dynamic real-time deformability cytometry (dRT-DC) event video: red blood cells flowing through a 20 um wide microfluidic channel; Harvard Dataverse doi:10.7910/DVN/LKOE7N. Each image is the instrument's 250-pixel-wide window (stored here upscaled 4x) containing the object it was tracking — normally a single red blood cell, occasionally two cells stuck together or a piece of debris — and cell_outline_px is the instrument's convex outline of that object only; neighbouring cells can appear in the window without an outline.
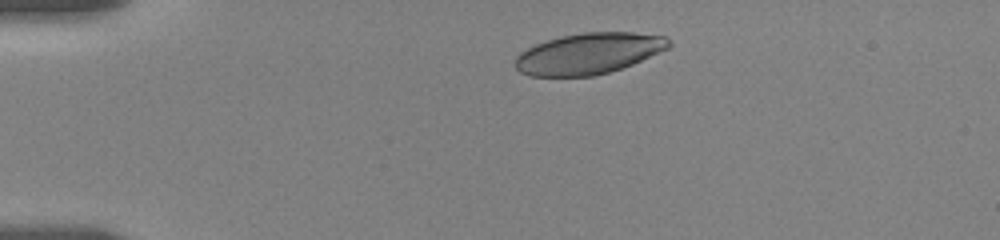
{"species": "human", "species_latin": "Homo sapiens", "temperature_condition": "room temperature", "stored_images_in_passage": 15, "camera_frame_rate_fps": 3000, "um_per_image_px": 0.085, "donor": {"sex": "female"}, "frame": {"image": 1, "passage_image": 1, "time_ms": 0.0, "image_size_px": [1000, 240], "cell_outline_px": [[672, 44], [668, 48], [632, 64], [608, 72], [592, 76], [528, 76], [520, 72], [516, 68], [516, 56], [520, 52], [536, 44], [560, 36], [584, 32], [632, 32], [668, 36]], "centroid_in_image_um": [50.05, 4.54], "position_along_channel_um": 35.0, "area_um2": 36.65}}
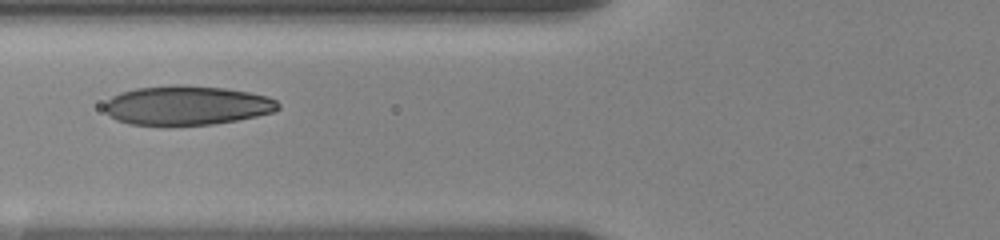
{"frame": {"image": 2, "passage_image": 11, "time_ms": 3.667, "image_size_px": [1000, 240], "cell_outline_px": [[280, 108], [272, 112], [256, 116], [236, 120], [212, 124], [164, 128], [128, 124], [116, 120], [104, 108], [104, 104], [112, 96], [120, 92], [136, 88], [172, 84], [180, 84], [224, 88], [248, 92], [268, 96], [276, 100], [280, 104]], "centroid_in_image_um": [15.84, 8.99], "position_along_channel_um": 110.0, "area_um2": 40.69}}
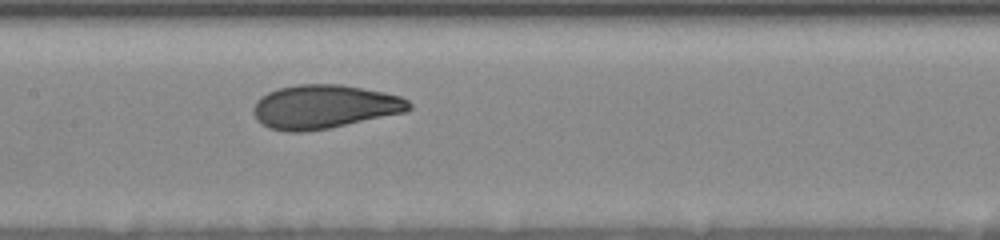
{"frame": {"image": 3, "passage_image": 15, "time_ms": 5.667, "image_size_px": [1000, 240], "cell_outline_px": [[412, 108], [408, 112], [328, 128], [304, 132], [288, 132], [268, 128], [260, 124], [256, 120], [252, 112], [252, 108], [256, 100], [260, 96], [268, 92], [280, 88], [300, 84], [340, 84], [384, 92], [400, 96], [408, 100], [412, 104]], "centroid_in_image_um": [27.55, 9.08], "position_along_channel_um": 179.9, "area_um2": 40.06}}